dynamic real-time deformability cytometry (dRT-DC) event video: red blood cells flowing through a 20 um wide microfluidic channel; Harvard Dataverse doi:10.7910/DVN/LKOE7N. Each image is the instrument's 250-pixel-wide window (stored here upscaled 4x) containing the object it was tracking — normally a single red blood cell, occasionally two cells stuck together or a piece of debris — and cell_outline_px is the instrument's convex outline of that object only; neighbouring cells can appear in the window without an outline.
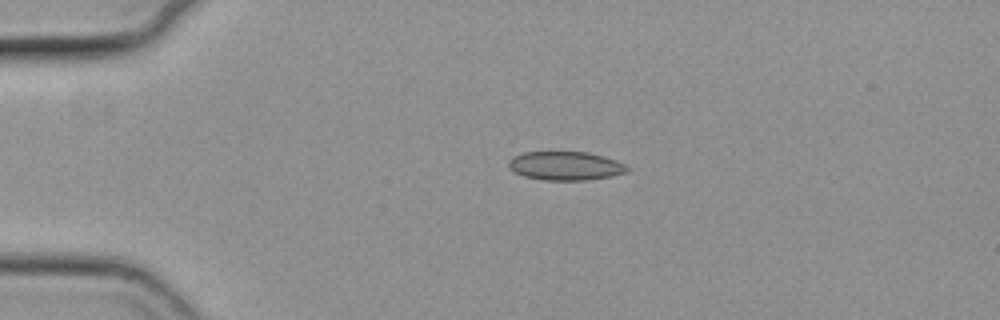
{"species": "common noctule bat (a hibernating species)", "species_latin": "Nyctalus noctula", "temperature_condition": "cold", "stored_images_in_passage": 44, "camera_frame_rate_fps": 3000, "um_per_image_px": 0.085, "animal": {"sex": "female", "body_mass_g": 19.3, "forearm_length_mm": 54.1}, "frame": {"image": 1, "passage_image": 1, "time_ms": 0.0, "image_size_px": [1000, 320], "cell_outline_px": [[628, 172], [612, 176], [588, 180], [544, 180], [524, 176], [508, 168], [508, 160], [512, 156], [524, 152], [588, 152], [604, 156], [616, 160], [624, 164], [628, 168]], "centroid_in_image_um": [48.05, 14.09], "position_along_channel_um": 36.9, "area_um2": 19.94}}
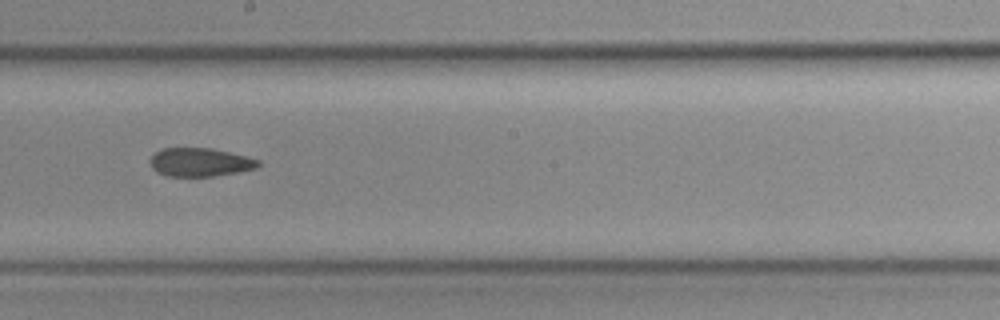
{"frame": {"image": 2, "passage_image": 20, "time_ms": 6.333, "image_size_px": [1000, 320], "cell_outline_px": [[260, 164], [256, 168], [236, 172], [212, 176], [168, 176], [156, 172], [152, 168], [152, 156], [156, 152], [164, 148], [212, 148], [260, 160]], "centroid_in_image_um": [17.0, 13.79], "position_along_channel_um": 231.2, "area_um2": 17.63}}
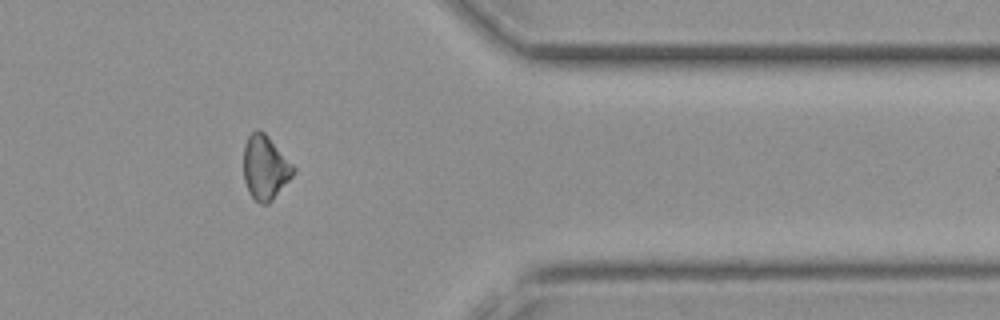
{"frame": {"image": 3, "passage_image": 34, "time_ms": 11.0, "image_size_px": [1000, 320], "cell_outline_px": [[296, 168], [292, 176], [272, 200], [268, 204], [260, 204], [248, 192], [244, 180], [244, 144], [248, 136], [256, 128], [260, 128], [264, 132]], "centroid_in_image_um": [22.52, 14.23], "position_along_channel_um": 388.9, "area_um2": 18.5}, "authors_computed_cell_mechanics": {"area_um2": 18.9295, "velocity_mm_per_s": 3.7328, "shape_relaxation_time_tau1_ms": null, "shape_relaxation_time_tau2_ms": 5.7463, "deformation_change_tau1": null, "deformation_change_tau2": 0.1071}}